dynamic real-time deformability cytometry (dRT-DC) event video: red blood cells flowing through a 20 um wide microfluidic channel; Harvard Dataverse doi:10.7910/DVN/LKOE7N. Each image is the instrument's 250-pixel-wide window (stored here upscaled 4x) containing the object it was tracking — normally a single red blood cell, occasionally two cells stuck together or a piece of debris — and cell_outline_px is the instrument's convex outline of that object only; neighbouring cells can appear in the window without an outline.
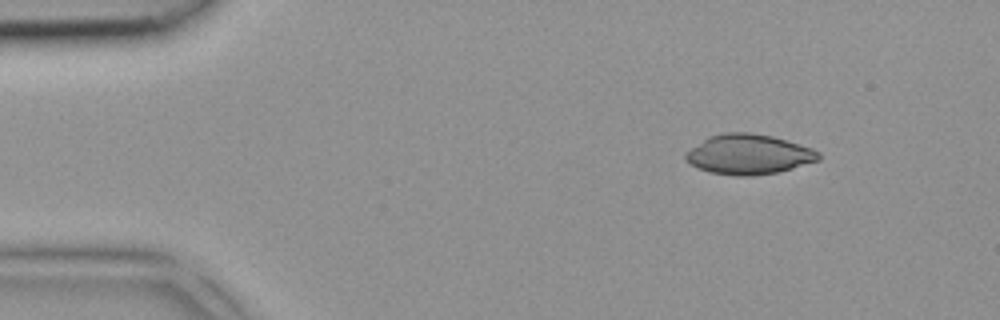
{"species": "common noctule bat (a hibernating species)", "species_latin": "Nyctalus noctula", "temperature_condition": "room temperature", "stored_images_in_passage": 2, "camera_frame_rate_fps": 3000, "um_per_image_px": 0.085, "animal": {"sex": "female", "body_mass_g": 18.4}, "frame": {"image": 1, "passage_image": 1, "time_ms": 0.0, "image_size_px": [1000, 320], "cell_outline_px": [[820, 160], [792, 168], [776, 172], [752, 176], [736, 176], [708, 172], [692, 164], [684, 156], [684, 152], [708, 136], [724, 132], [752, 132], [772, 136], [812, 148], [820, 152]], "centroid_in_image_um": [63.63, 13.11], "position_along_channel_um": 21.4, "area_um2": 30.98}}